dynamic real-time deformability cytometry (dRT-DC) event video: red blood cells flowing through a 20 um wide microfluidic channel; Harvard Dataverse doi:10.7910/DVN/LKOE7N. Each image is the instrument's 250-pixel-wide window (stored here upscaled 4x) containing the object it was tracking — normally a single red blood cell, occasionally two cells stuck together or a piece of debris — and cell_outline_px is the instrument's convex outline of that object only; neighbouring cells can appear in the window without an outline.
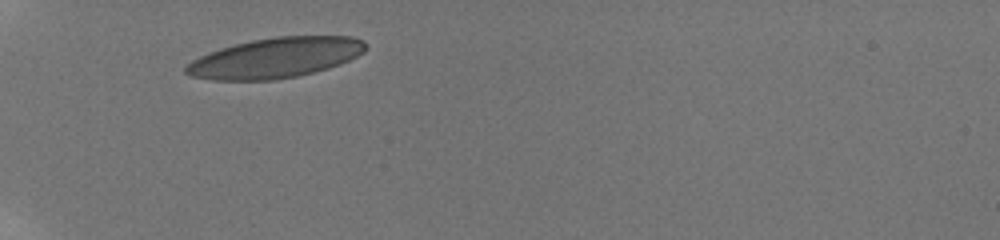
{"species": "human", "species_latin": "Homo sapiens", "temperature_condition": "room temperature", "stored_images_in_passage": 2, "camera_frame_rate_fps": 3000, "um_per_image_px": 0.085, "donor": {"sex": "male"}, "frame": {"image": 1, "passage_image": 1, "time_ms": 0.0, "image_size_px": [1000, 240], "cell_outline_px": [[368, 44], [364, 52], [340, 64], [328, 68], [296, 76], [272, 80], [212, 80], [192, 76], [184, 72], [184, 68], [192, 60], [208, 52], [220, 48], [252, 40], [276, 36], [352, 36], [364, 40]], "centroid_in_image_um": [23.42, 4.91], "position_along_channel_um": 61.6, "area_um2": 42.02}}